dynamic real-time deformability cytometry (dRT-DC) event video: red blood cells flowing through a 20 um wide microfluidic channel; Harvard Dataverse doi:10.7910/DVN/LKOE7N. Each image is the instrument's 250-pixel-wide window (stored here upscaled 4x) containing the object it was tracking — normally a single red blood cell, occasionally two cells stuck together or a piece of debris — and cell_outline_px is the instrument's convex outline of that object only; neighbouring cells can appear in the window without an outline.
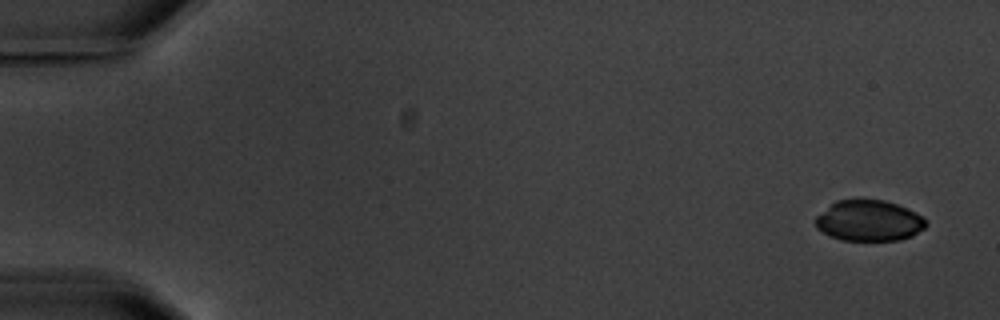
{"species": "common noctule bat (a hibernating species)", "species_latin": "Nyctalus noctula", "temperature_condition": "warm", "stored_images_in_passage": 5, "camera_frame_rate_fps": 3000, "um_per_image_px": 0.085, "animal": {"sex": "male", "body_mass_g": 20.1, "forearm_length_mm": 53.5}, "frame": {"image": 1, "passage_image": 1, "time_ms": 0.0, "image_size_px": [1000, 320], "cell_outline_px": [[928, 224], [924, 228], [912, 236], [900, 240], [840, 240], [816, 228], [816, 216], [836, 200], [884, 200], [908, 208], [924, 216]], "centroid_in_image_um": [73.9, 18.76], "position_along_channel_um": 11.1, "area_um2": 26.24}}
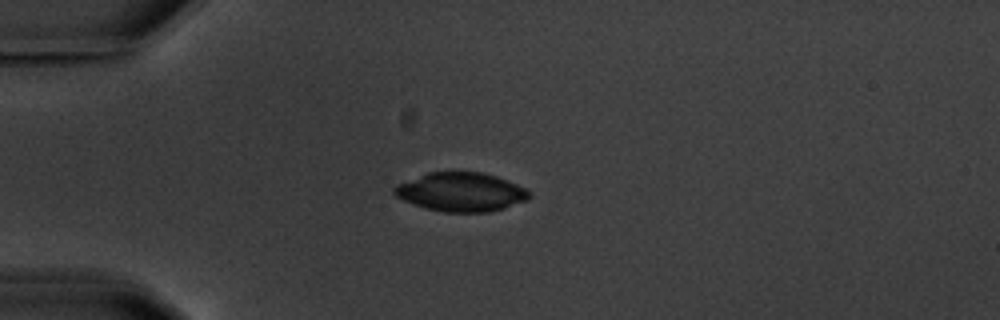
{"frame": {"image": 2, "passage_image": 4, "time_ms": 4.333, "image_size_px": [1000, 320], "cell_outline_px": [[532, 196], [528, 200], [504, 208], [488, 212], [444, 212], [412, 204], [396, 196], [392, 192], [392, 188], [396, 184], [428, 172], [480, 172], [496, 176], [516, 184], [532, 192]], "centroid_in_image_um": [39.18, 16.32], "position_along_channel_um": 45.8, "area_um2": 30.58}}